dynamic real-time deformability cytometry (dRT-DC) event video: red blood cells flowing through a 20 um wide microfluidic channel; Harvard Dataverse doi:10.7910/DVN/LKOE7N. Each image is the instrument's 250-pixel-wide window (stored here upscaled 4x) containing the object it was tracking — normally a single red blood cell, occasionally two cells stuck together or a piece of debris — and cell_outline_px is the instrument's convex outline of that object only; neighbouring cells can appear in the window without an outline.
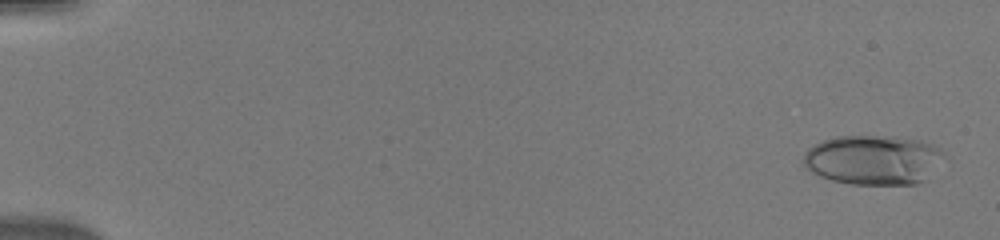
{"species": "human", "species_latin": "Homo sapiens", "temperature_condition": "warm", "stored_images_in_passage": 50, "camera_frame_rate_fps": 3000, "um_per_image_px": 0.085, "donor": {"sex": "male"}, "frame": {"image": 1, "passage_image": 2, "time_ms": 0.333, "image_size_px": [1000, 240], "cell_outline_px": [[948, 156], [924, 180], [916, 184], [852, 184], [832, 180], [808, 172], [804, 164], [804, 152], [808, 148], [824, 140], [836, 136], [872, 136], [920, 140], [932, 144], [940, 148]], "centroid_in_image_um": [74.24, 13.59], "position_along_channel_um": 10.8, "area_um2": 40.69}}
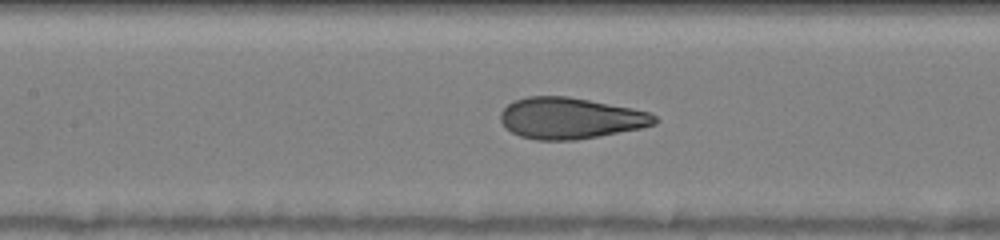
{"frame": {"image": 2, "passage_image": 25, "time_ms": 8.0, "image_size_px": [1000, 240], "cell_outline_px": [[660, 120], [656, 124], [644, 128], [576, 140], [536, 140], [520, 136], [504, 128], [500, 120], [500, 112], [508, 104], [516, 100], [528, 96], [568, 96], [632, 108], [648, 112], [656, 116]], "centroid_in_image_um": [48.49, 10.05], "position_along_channel_um": 158.9, "area_um2": 37.28}}
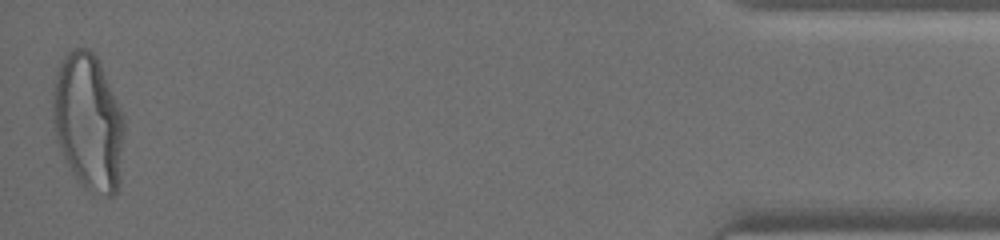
{"frame": {"image": 3, "passage_image": 50, "time_ms": 16.333, "image_size_px": [1000, 240], "cell_outline_px": [[124, 136], [120, 184], [116, 192], [112, 196], [108, 196], [92, 192], [84, 188], [80, 184], [72, 172], [56, 140], [52, 108], [52, 80], [56, 68], [68, 52], [72, 48], [88, 48], [96, 56], [100, 64], [124, 116]], "centroid_in_image_um": [7.5, 10.37], "position_along_channel_um": 427.7, "area_um2": 57.34}}